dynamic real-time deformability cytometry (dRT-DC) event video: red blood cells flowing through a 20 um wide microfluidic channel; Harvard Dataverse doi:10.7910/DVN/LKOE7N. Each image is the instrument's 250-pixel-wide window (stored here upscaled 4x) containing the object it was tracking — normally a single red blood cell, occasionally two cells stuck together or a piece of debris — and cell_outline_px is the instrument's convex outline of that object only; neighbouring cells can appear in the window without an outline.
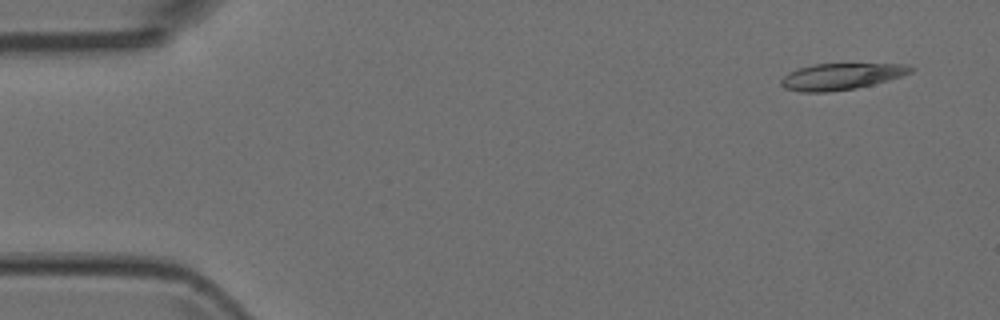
{"species": "Egyptian fruit bat (a non-hibernating species)", "species_latin": "Rousettus aegyptiacus", "temperature_condition": "room temperature", "stored_images_in_passage": 4, "camera_frame_rate_fps": 3000, "um_per_image_px": 0.085, "animal": {"sex": "female"}, "frame": {"image": 1, "passage_image": 1, "time_ms": 0.0, "image_size_px": [1000, 320], "cell_outline_px": [[916, 68], [912, 72], [888, 80], [856, 88], [828, 92], [800, 92], [784, 88], [780, 84], [780, 80], [788, 72], [812, 64], [908, 64]], "centroid_in_image_um": [71.49, 6.5], "position_along_channel_um": 13.5, "area_um2": 19.94}}
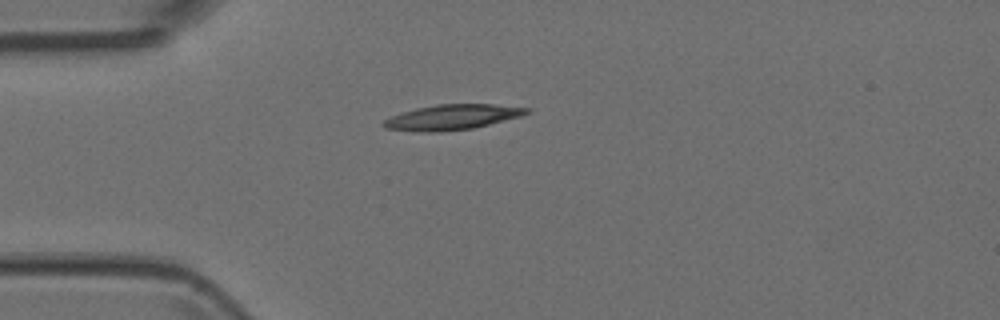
{"frame": {"image": 2, "passage_image": 4, "time_ms": 1.0, "image_size_px": [1000, 320], "cell_outline_px": [[532, 112], [520, 116], [472, 128], [440, 132], [424, 132], [384, 128], [380, 124], [384, 120], [392, 116], [416, 108], [436, 104], [492, 104], [532, 108]], "centroid_in_image_um": [38.44, 9.95], "position_along_channel_um": 46.6, "area_um2": 20.92}}